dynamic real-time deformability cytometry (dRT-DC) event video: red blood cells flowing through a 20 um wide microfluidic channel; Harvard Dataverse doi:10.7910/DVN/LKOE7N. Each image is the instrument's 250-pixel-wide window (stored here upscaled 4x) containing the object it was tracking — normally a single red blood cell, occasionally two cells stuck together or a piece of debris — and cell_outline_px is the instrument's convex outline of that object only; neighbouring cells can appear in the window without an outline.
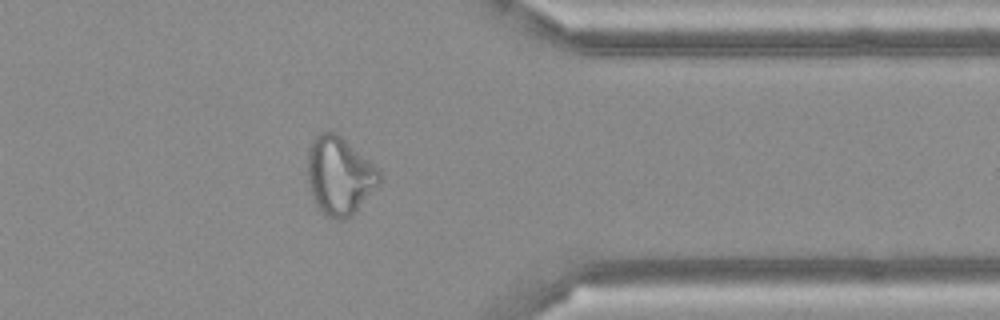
{"species": "Egyptian fruit bat (a non-hibernating species)", "species_latin": "Rousettus aegyptiacus", "temperature_condition": "cold", "stored_images_in_passage": 36, "camera_frame_rate_fps": 3000, "um_per_image_px": 0.085, "frame": {"image": 1, "passage_image": 26, "time_ms": 8.333, "image_size_px": [1000, 320], "cell_outline_px": [[380, 184], [356, 212], [352, 216], [344, 220], [340, 220], [324, 216], [320, 212], [312, 196], [308, 184], [308, 148], [312, 140], [320, 132], [336, 132], [368, 160], [380, 172]], "centroid_in_image_um": [28.84, 14.98], "position_along_channel_um": 382.6, "area_um2": 32.71}}